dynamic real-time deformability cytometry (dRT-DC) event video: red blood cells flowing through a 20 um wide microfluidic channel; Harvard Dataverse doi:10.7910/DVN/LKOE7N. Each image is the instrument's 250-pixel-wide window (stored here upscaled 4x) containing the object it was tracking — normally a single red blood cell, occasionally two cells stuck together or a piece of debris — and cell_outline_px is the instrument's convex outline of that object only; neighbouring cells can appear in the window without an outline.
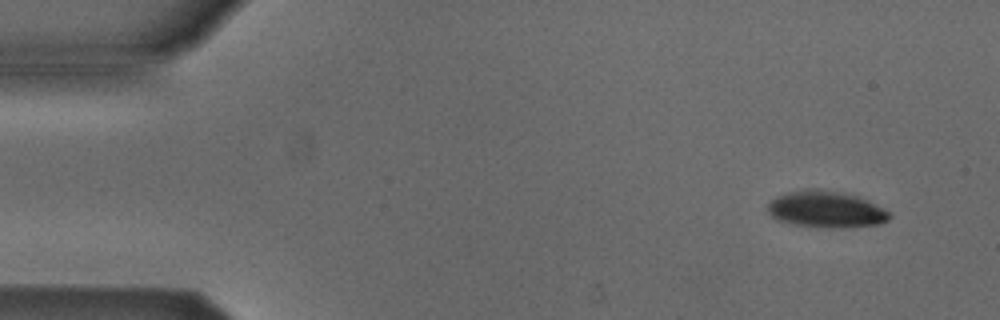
{"species": "Egyptian fruit bat (a non-hibernating species)", "species_latin": "Rousettus aegyptiacus", "temperature_condition": "cold", "stored_images_in_passage": 4, "camera_frame_rate_fps": 3000, "um_per_image_px": 0.085, "animal": {"sex": "male"}, "frame": {"image": 1, "passage_image": 1, "time_ms": 0.0, "image_size_px": [1000, 320], "cell_outline_px": [[892, 216], [888, 220], [880, 224], [832, 228], [828, 228], [796, 224], [780, 220], [772, 216], [768, 212], [768, 204], [776, 196], [784, 192], [816, 188], [844, 192], [868, 200], [892, 212]], "centroid_in_image_um": [70.25, 17.78], "position_along_channel_um": 14.7, "area_um2": 25.95}}
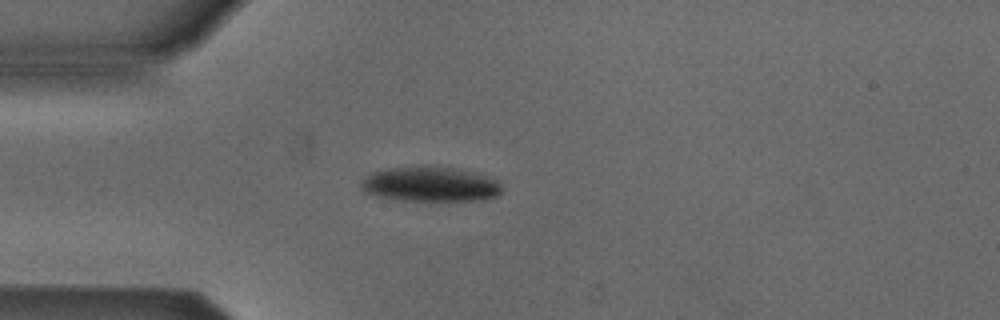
{"frame": {"image": 2, "passage_image": 4, "time_ms": 3.333, "image_size_px": [1000, 320], "cell_outline_px": [[504, 188], [496, 196], [484, 200], [400, 200], [380, 196], [364, 192], [360, 188], [360, 184], [372, 172], [388, 168], [424, 164], [436, 164], [480, 172], [496, 180]], "centroid_in_image_um": [36.63, 15.61], "position_along_channel_um": 48.4, "area_um2": 29.3}}